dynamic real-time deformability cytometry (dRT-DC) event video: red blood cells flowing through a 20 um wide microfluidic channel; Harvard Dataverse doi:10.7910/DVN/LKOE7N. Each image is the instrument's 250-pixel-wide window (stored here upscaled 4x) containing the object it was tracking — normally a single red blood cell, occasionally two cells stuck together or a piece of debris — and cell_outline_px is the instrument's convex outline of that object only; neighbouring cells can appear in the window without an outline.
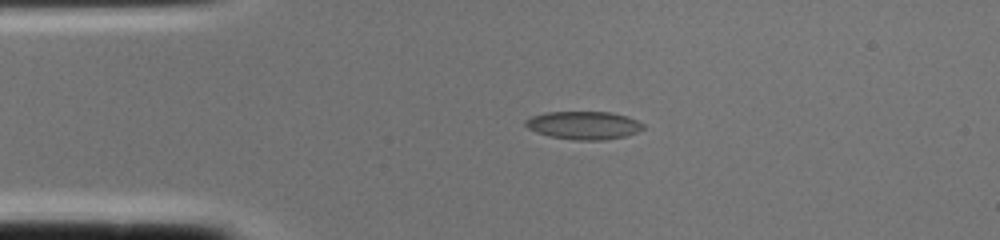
{"species": "common noctule bat (a hibernating species)", "species_latin": "Nyctalus noctula", "temperature_condition": "cold", "stored_images_in_passage": 1, "camera_frame_rate_fps": 3000, "um_per_image_px": 0.085, "animal": {"sex": "female", "body_mass_g": 22.0, "forearm_length_mm": 56.7}, "frame": {"image": 1, "passage_image": 1, "time_ms": 0.0, "image_size_px": [1000, 240], "cell_outline_px": [[648, 128], [628, 136], [604, 140], [572, 140], [548, 136], [536, 132], [528, 128], [524, 124], [524, 120], [532, 116], [544, 112], [612, 112], [628, 116], [644, 124]], "centroid_in_image_um": [49.65, 10.65], "position_along_channel_um": 35.3, "area_um2": 19.65}}